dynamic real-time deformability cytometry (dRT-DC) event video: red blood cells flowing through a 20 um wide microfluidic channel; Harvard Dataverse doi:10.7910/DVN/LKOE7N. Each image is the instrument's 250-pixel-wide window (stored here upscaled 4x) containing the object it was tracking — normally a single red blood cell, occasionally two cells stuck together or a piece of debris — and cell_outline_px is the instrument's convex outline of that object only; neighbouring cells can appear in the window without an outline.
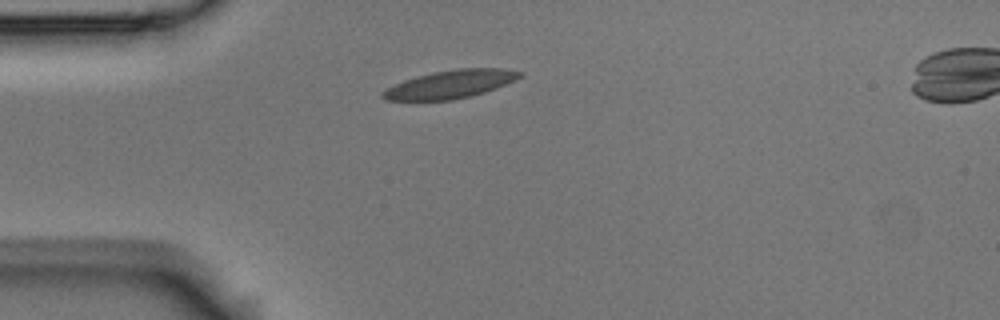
{"species": "Egyptian fruit bat (a non-hibernating species)", "species_latin": "Rousettus aegyptiacus", "temperature_condition": "room temperature", "stored_images_in_passage": 1, "camera_frame_rate_fps": 3000, "um_per_image_px": 0.085, "animal": {"sex": "male"}, "frame": {"image": 1, "passage_image": 1, "time_ms": 0.0, "image_size_px": [1000, 320], "cell_outline_px": [[524, 72], [516, 80], [496, 88], [484, 92], [452, 100], [384, 100], [380, 96], [380, 92], [404, 80], [416, 76], [432, 72], [456, 68], [504, 68]], "centroid_in_image_um": [38.28, 7.15], "position_along_channel_um": 46.7, "area_um2": 22.43}}